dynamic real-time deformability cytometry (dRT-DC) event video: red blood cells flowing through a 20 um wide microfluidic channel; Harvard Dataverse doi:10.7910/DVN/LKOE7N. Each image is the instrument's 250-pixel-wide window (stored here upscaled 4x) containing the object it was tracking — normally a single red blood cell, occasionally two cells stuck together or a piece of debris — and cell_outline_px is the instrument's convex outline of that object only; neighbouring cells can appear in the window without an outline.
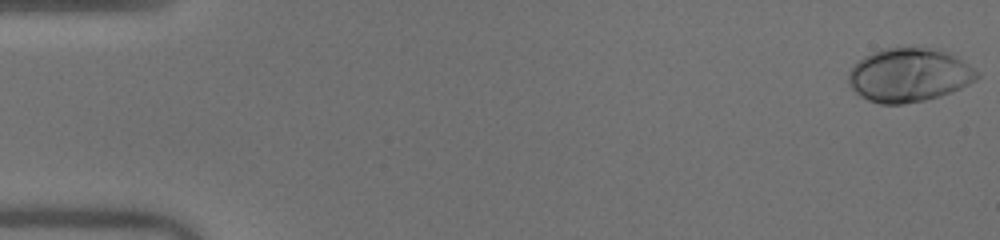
{"species": "human", "species_latin": "Homo sapiens", "temperature_condition": "warm", "stored_images_in_passage": 51, "camera_frame_rate_fps": 3000, "um_per_image_px": 0.085, "donor": {"sex": "male"}, "frame": {"image": 1, "passage_image": 1, "time_ms": 0.0, "image_size_px": [1000, 240], "cell_outline_px": [[980, 76], [976, 80], [952, 92], [940, 96], [924, 100], [904, 104], [880, 104], [868, 100], [860, 96], [848, 84], [848, 72], [864, 56], [880, 48], [936, 48], [968, 64], [980, 72]], "centroid_in_image_um": [77.25, 6.39], "position_along_channel_um": 7.7, "area_um2": 40.06}}
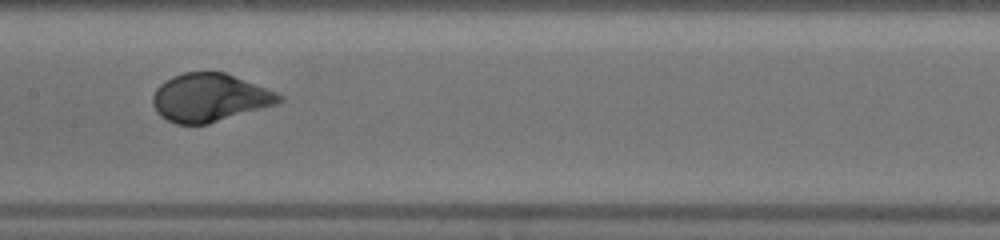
{"frame": {"image": 2, "passage_image": 26, "time_ms": 8.333, "image_size_px": [1000, 240], "cell_outline_px": [[284, 100], [276, 104], [208, 124], [176, 124], [160, 116], [156, 112], [152, 104], [152, 96], [156, 88], [164, 80], [172, 76], [184, 72], [224, 72], [276, 92], [284, 96]], "centroid_in_image_um": [17.78, 8.3], "position_along_channel_um": 189.6, "area_um2": 35.37}}
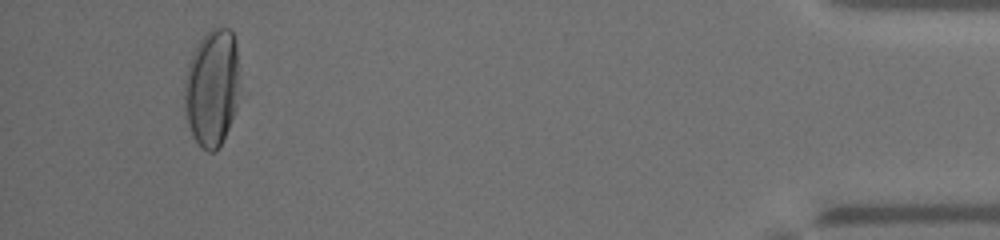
{"frame": {"image": 3, "passage_image": 48, "time_ms": 15.667, "image_size_px": [1000, 240], "cell_outline_px": [[244, 96], [216, 152], [208, 152], [200, 148], [192, 136], [184, 116], [184, 76], [188, 64], [196, 44], [212, 28], [232, 28], [236, 40]], "centroid_in_image_um": [18.08, 7.47], "position_along_channel_um": 417.1, "area_um2": 39.77}, "authors_computed_cell_mechanics": {"area_um2": 36.8764, "velocity_mm_per_s": 4.0456, "shape_relaxation_time_tau1_ms": 2.9569, "shape_relaxation_time_tau2_ms": null, "deformation_change_tau1": 0.189, "deformation_change_tau2": null}}